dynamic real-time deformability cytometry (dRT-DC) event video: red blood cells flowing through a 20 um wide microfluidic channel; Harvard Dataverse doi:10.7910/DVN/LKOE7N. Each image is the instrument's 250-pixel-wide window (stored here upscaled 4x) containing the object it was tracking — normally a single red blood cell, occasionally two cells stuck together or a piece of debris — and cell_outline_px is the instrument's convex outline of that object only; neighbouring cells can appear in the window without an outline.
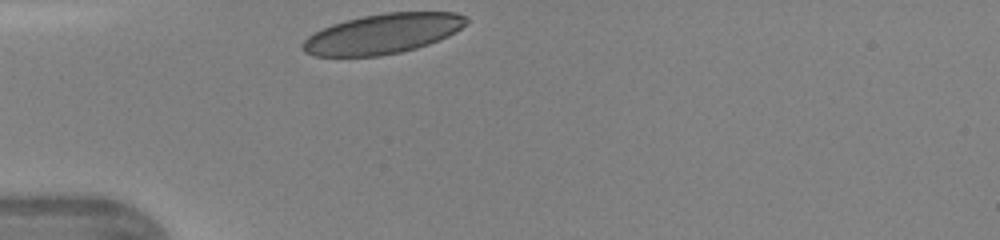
{"species": "human", "species_latin": "Homo sapiens", "temperature_condition": "warm", "stored_images_in_passage": 25, "camera_frame_rate_fps": 3000, "um_per_image_px": 0.085, "donor": {"sex": "female"}, "frame": {"image": 1, "passage_image": 1, "time_ms": 0.0, "image_size_px": [1000, 240], "cell_outline_px": [[468, 20], [456, 32], [448, 36], [428, 44], [416, 48], [400, 52], [380, 56], [316, 56], [304, 52], [300, 48], [300, 44], [308, 36], [332, 24], [364, 16], [384, 12], [456, 12], [468, 16]], "centroid_in_image_um": [32.53, 2.87], "position_along_channel_um": 52.5, "area_um2": 37.97}}
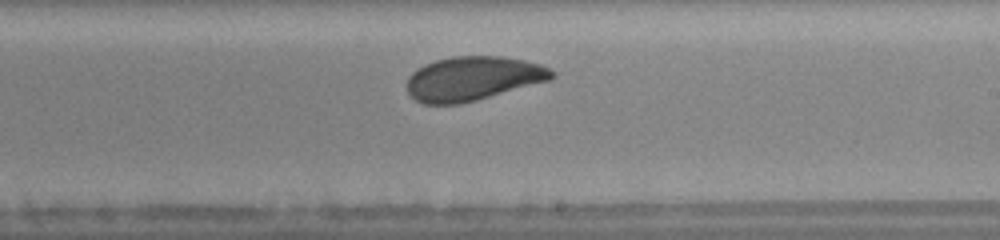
{"frame": {"image": 2, "passage_image": 15, "time_ms": 4.667, "image_size_px": [1000, 240], "cell_outline_px": [[556, 76], [548, 80], [476, 100], [460, 104], [424, 104], [416, 100], [408, 92], [408, 76], [412, 72], [424, 64], [436, 60], [452, 56], [500, 56], [524, 60], [540, 64], [556, 72]], "centroid_in_image_um": [40.18, 6.66], "position_along_channel_um": 248.8, "area_um2": 36.99}}
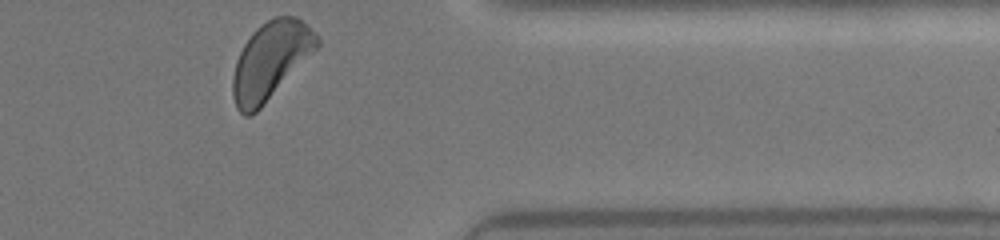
{"frame": {"image": 3, "passage_image": 25, "time_ms": 8.0, "image_size_px": [1000, 240], "cell_outline_px": [[320, 44], [260, 108], [256, 112], [248, 116], [244, 116], [236, 108], [232, 96], [232, 80], [236, 60], [244, 44], [252, 32], [260, 24], [276, 16], [296, 16], [308, 24], [320, 40]], "centroid_in_image_um": [22.97, 5.13], "position_along_channel_um": 388.4, "area_um2": 37.51}}